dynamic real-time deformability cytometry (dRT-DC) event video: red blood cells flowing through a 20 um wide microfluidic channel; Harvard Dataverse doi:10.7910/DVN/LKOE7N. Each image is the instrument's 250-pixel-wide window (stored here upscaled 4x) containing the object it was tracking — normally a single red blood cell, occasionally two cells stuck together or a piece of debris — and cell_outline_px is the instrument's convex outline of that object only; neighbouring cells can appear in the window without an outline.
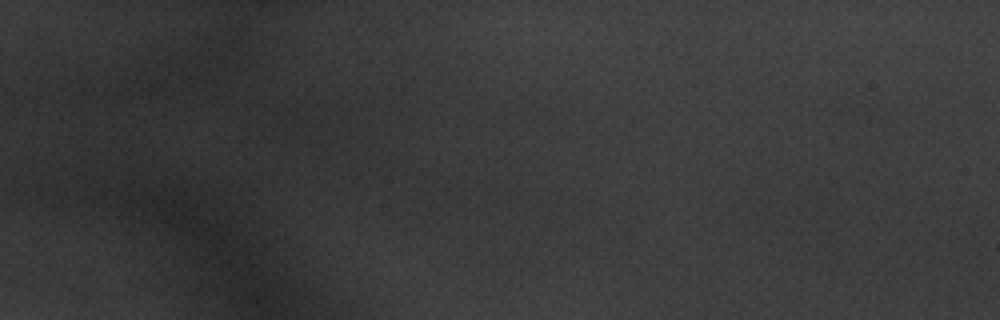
{"species": "common noctule bat (a hibernating species)", "species_latin": "Nyctalus noctula", "temperature_condition": "warm", "stored_images_in_passage": 5, "camera_frame_rate_fps": 3000, "um_per_image_px": 0.085, "animal": {"sex": "male", "body_mass_g": 20.1, "forearm_length_mm": 53.5}, "frame": {"image": 1, "passage_image": 3, "time_ms": 0.667, "image_size_px": [1000, 320], "cell_outline_px": [[304, 120], [300, 128], [280, 140], [256, 144], [248, 140], [248, 136], [252, 100], [304, 104]], "centroid_in_image_um": [23.29, 10.25], "position_along_channel_um": 61.7, "area_um2": 14.05}}